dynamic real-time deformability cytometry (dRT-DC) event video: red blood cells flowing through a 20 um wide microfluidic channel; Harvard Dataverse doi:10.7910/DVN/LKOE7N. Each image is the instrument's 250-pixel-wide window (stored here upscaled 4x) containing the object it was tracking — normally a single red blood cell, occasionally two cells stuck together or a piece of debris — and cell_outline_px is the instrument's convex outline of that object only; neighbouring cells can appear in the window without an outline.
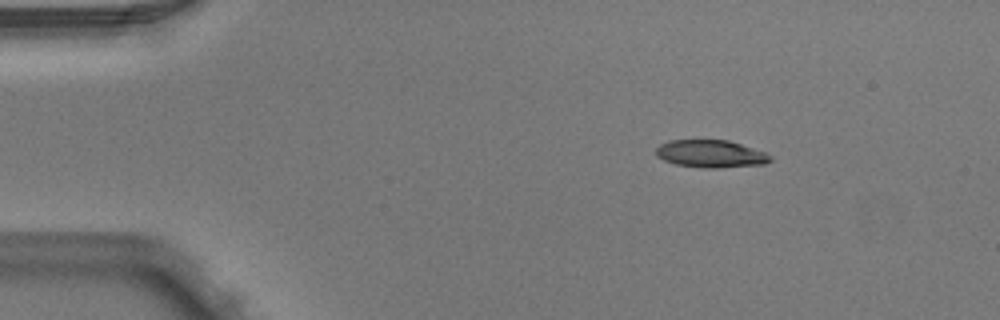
{"species": "Egyptian fruit bat (a non-hibernating species)", "species_latin": "Rousettus aegyptiacus", "temperature_condition": "warm", "stored_images_in_passage": 3, "camera_frame_rate_fps": 3000, "um_per_image_px": 0.085, "animal": {"sex": "male"}, "frame": {"image": 1, "passage_image": 1, "time_ms": 0.0, "image_size_px": [1000, 320], "cell_outline_px": [[772, 160], [764, 164], [720, 168], [704, 168], [676, 164], [664, 160], [656, 156], [656, 148], [660, 144], [668, 140], [728, 140], [768, 152], [772, 156]], "centroid_in_image_um": [60.45, 13.07], "position_along_channel_um": 24.6, "area_um2": 18.55}}